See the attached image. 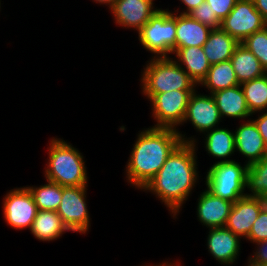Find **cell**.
I'll list each match as a JSON object with an SVG mask.
<instances>
[{"label":"cell","instance_id":"cell-26","mask_svg":"<svg viewBox=\"0 0 267 266\" xmlns=\"http://www.w3.org/2000/svg\"><path fill=\"white\" fill-rule=\"evenodd\" d=\"M31 192L38 210L57 211L63 194V186L47 181L38 186H26Z\"/></svg>","mask_w":267,"mask_h":266},{"label":"cell","instance_id":"cell-18","mask_svg":"<svg viewBox=\"0 0 267 266\" xmlns=\"http://www.w3.org/2000/svg\"><path fill=\"white\" fill-rule=\"evenodd\" d=\"M218 107L221 119L224 117L245 119L253 115L250 113L241 85L219 90L211 94Z\"/></svg>","mask_w":267,"mask_h":266},{"label":"cell","instance_id":"cell-11","mask_svg":"<svg viewBox=\"0 0 267 266\" xmlns=\"http://www.w3.org/2000/svg\"><path fill=\"white\" fill-rule=\"evenodd\" d=\"M191 122L196 131L205 133L218 127L221 117L215 100L211 94H199L194 90L188 100L183 124Z\"/></svg>","mask_w":267,"mask_h":266},{"label":"cell","instance_id":"cell-19","mask_svg":"<svg viewBox=\"0 0 267 266\" xmlns=\"http://www.w3.org/2000/svg\"><path fill=\"white\" fill-rule=\"evenodd\" d=\"M173 55L177 58L173 57L174 60L187 72L196 85L200 86L211 67L203 47L178 48Z\"/></svg>","mask_w":267,"mask_h":266},{"label":"cell","instance_id":"cell-22","mask_svg":"<svg viewBox=\"0 0 267 266\" xmlns=\"http://www.w3.org/2000/svg\"><path fill=\"white\" fill-rule=\"evenodd\" d=\"M31 233L39 241H53L70 231L56 211L38 210Z\"/></svg>","mask_w":267,"mask_h":266},{"label":"cell","instance_id":"cell-37","mask_svg":"<svg viewBox=\"0 0 267 266\" xmlns=\"http://www.w3.org/2000/svg\"><path fill=\"white\" fill-rule=\"evenodd\" d=\"M176 263H178V264H176ZM176 263H168V262H162L161 264L159 263L158 265L156 264H154V266H180V264L181 263H179V262H176ZM141 266H143V265H141ZM144 266H153V265H144Z\"/></svg>","mask_w":267,"mask_h":266},{"label":"cell","instance_id":"cell-15","mask_svg":"<svg viewBox=\"0 0 267 266\" xmlns=\"http://www.w3.org/2000/svg\"><path fill=\"white\" fill-rule=\"evenodd\" d=\"M207 247L209 253L221 264L231 265L238 259L241 238L226 227L209 228Z\"/></svg>","mask_w":267,"mask_h":266},{"label":"cell","instance_id":"cell-12","mask_svg":"<svg viewBox=\"0 0 267 266\" xmlns=\"http://www.w3.org/2000/svg\"><path fill=\"white\" fill-rule=\"evenodd\" d=\"M153 4L154 0H116L110 11L116 25L138 32L158 10Z\"/></svg>","mask_w":267,"mask_h":266},{"label":"cell","instance_id":"cell-4","mask_svg":"<svg viewBox=\"0 0 267 266\" xmlns=\"http://www.w3.org/2000/svg\"><path fill=\"white\" fill-rule=\"evenodd\" d=\"M141 72V89L150 99L172 90H195L196 83L172 57H152Z\"/></svg>","mask_w":267,"mask_h":266},{"label":"cell","instance_id":"cell-27","mask_svg":"<svg viewBox=\"0 0 267 266\" xmlns=\"http://www.w3.org/2000/svg\"><path fill=\"white\" fill-rule=\"evenodd\" d=\"M246 196L261 197L267 206V156L248 166L246 170Z\"/></svg>","mask_w":267,"mask_h":266},{"label":"cell","instance_id":"cell-33","mask_svg":"<svg viewBox=\"0 0 267 266\" xmlns=\"http://www.w3.org/2000/svg\"><path fill=\"white\" fill-rule=\"evenodd\" d=\"M262 113V114H260ZM254 123L256 124L259 133L261 134L263 141L267 145V111L266 113L259 112L257 119H253Z\"/></svg>","mask_w":267,"mask_h":266},{"label":"cell","instance_id":"cell-14","mask_svg":"<svg viewBox=\"0 0 267 266\" xmlns=\"http://www.w3.org/2000/svg\"><path fill=\"white\" fill-rule=\"evenodd\" d=\"M249 119L234 131L235 150L245 158L247 157L245 161L247 166L265 159L267 156V145L254 121Z\"/></svg>","mask_w":267,"mask_h":266},{"label":"cell","instance_id":"cell-30","mask_svg":"<svg viewBox=\"0 0 267 266\" xmlns=\"http://www.w3.org/2000/svg\"><path fill=\"white\" fill-rule=\"evenodd\" d=\"M246 239L251 243L267 240V206L260 211Z\"/></svg>","mask_w":267,"mask_h":266},{"label":"cell","instance_id":"cell-25","mask_svg":"<svg viewBox=\"0 0 267 266\" xmlns=\"http://www.w3.org/2000/svg\"><path fill=\"white\" fill-rule=\"evenodd\" d=\"M250 113L267 111V73L241 84Z\"/></svg>","mask_w":267,"mask_h":266},{"label":"cell","instance_id":"cell-2","mask_svg":"<svg viewBox=\"0 0 267 266\" xmlns=\"http://www.w3.org/2000/svg\"><path fill=\"white\" fill-rule=\"evenodd\" d=\"M126 165L127 182L142 190L181 143H194L179 130L149 127L140 131Z\"/></svg>","mask_w":267,"mask_h":266},{"label":"cell","instance_id":"cell-36","mask_svg":"<svg viewBox=\"0 0 267 266\" xmlns=\"http://www.w3.org/2000/svg\"><path fill=\"white\" fill-rule=\"evenodd\" d=\"M99 3L100 5L105 4L106 6L108 5L109 9L112 7V5L114 4V2L116 0H93V2Z\"/></svg>","mask_w":267,"mask_h":266},{"label":"cell","instance_id":"cell-7","mask_svg":"<svg viewBox=\"0 0 267 266\" xmlns=\"http://www.w3.org/2000/svg\"><path fill=\"white\" fill-rule=\"evenodd\" d=\"M194 90H172L154 94L151 102L152 117L155 124L153 128H172L178 130L183 125L186 115L188 100Z\"/></svg>","mask_w":267,"mask_h":266},{"label":"cell","instance_id":"cell-28","mask_svg":"<svg viewBox=\"0 0 267 266\" xmlns=\"http://www.w3.org/2000/svg\"><path fill=\"white\" fill-rule=\"evenodd\" d=\"M240 44L258 58L267 73V26L248 36Z\"/></svg>","mask_w":267,"mask_h":266},{"label":"cell","instance_id":"cell-34","mask_svg":"<svg viewBox=\"0 0 267 266\" xmlns=\"http://www.w3.org/2000/svg\"><path fill=\"white\" fill-rule=\"evenodd\" d=\"M186 7V10H182L180 14H189L195 8H197L201 3L205 2V0H179Z\"/></svg>","mask_w":267,"mask_h":266},{"label":"cell","instance_id":"cell-16","mask_svg":"<svg viewBox=\"0 0 267 266\" xmlns=\"http://www.w3.org/2000/svg\"><path fill=\"white\" fill-rule=\"evenodd\" d=\"M233 203L213 195L207 189L198 198V221L207 228L225 227Z\"/></svg>","mask_w":267,"mask_h":266},{"label":"cell","instance_id":"cell-31","mask_svg":"<svg viewBox=\"0 0 267 266\" xmlns=\"http://www.w3.org/2000/svg\"><path fill=\"white\" fill-rule=\"evenodd\" d=\"M238 0H205L210 4V9L222 21L232 11Z\"/></svg>","mask_w":267,"mask_h":266},{"label":"cell","instance_id":"cell-21","mask_svg":"<svg viewBox=\"0 0 267 266\" xmlns=\"http://www.w3.org/2000/svg\"><path fill=\"white\" fill-rule=\"evenodd\" d=\"M204 134L206 138H204V147L207 153L209 156L212 155L213 158L215 157V159H220V161L218 160L216 163L234 161L229 159L236 151L234 131L222 127H216Z\"/></svg>","mask_w":267,"mask_h":266},{"label":"cell","instance_id":"cell-6","mask_svg":"<svg viewBox=\"0 0 267 266\" xmlns=\"http://www.w3.org/2000/svg\"><path fill=\"white\" fill-rule=\"evenodd\" d=\"M243 166L234 161L215 162L206 174L205 184L207 190L215 196L235 203L246 196V170Z\"/></svg>","mask_w":267,"mask_h":266},{"label":"cell","instance_id":"cell-17","mask_svg":"<svg viewBox=\"0 0 267 266\" xmlns=\"http://www.w3.org/2000/svg\"><path fill=\"white\" fill-rule=\"evenodd\" d=\"M174 12H176V50L191 46L202 47L212 29L193 19L189 14H180L179 9Z\"/></svg>","mask_w":267,"mask_h":266},{"label":"cell","instance_id":"cell-20","mask_svg":"<svg viewBox=\"0 0 267 266\" xmlns=\"http://www.w3.org/2000/svg\"><path fill=\"white\" fill-rule=\"evenodd\" d=\"M240 43L221 28L212 29L202 46L211 65L230 60Z\"/></svg>","mask_w":267,"mask_h":266},{"label":"cell","instance_id":"cell-3","mask_svg":"<svg viewBox=\"0 0 267 266\" xmlns=\"http://www.w3.org/2000/svg\"><path fill=\"white\" fill-rule=\"evenodd\" d=\"M49 143L44 172L46 181L63 187L88 186L87 170L81 152L57 137H52Z\"/></svg>","mask_w":267,"mask_h":266},{"label":"cell","instance_id":"cell-5","mask_svg":"<svg viewBox=\"0 0 267 266\" xmlns=\"http://www.w3.org/2000/svg\"><path fill=\"white\" fill-rule=\"evenodd\" d=\"M138 39L153 57H169L176 51V13L158 8L138 31Z\"/></svg>","mask_w":267,"mask_h":266},{"label":"cell","instance_id":"cell-8","mask_svg":"<svg viewBox=\"0 0 267 266\" xmlns=\"http://www.w3.org/2000/svg\"><path fill=\"white\" fill-rule=\"evenodd\" d=\"M86 191L87 186L63 187L61 203L56 212L72 232L85 234L91 226Z\"/></svg>","mask_w":267,"mask_h":266},{"label":"cell","instance_id":"cell-29","mask_svg":"<svg viewBox=\"0 0 267 266\" xmlns=\"http://www.w3.org/2000/svg\"><path fill=\"white\" fill-rule=\"evenodd\" d=\"M189 15L211 29H217L221 26V20L215 12H212L210 4L207 2L201 3L197 8L191 11Z\"/></svg>","mask_w":267,"mask_h":266},{"label":"cell","instance_id":"cell-35","mask_svg":"<svg viewBox=\"0 0 267 266\" xmlns=\"http://www.w3.org/2000/svg\"><path fill=\"white\" fill-rule=\"evenodd\" d=\"M256 10L261 14L267 22V0H253Z\"/></svg>","mask_w":267,"mask_h":266},{"label":"cell","instance_id":"cell-10","mask_svg":"<svg viewBox=\"0 0 267 266\" xmlns=\"http://www.w3.org/2000/svg\"><path fill=\"white\" fill-rule=\"evenodd\" d=\"M3 216L11 228L31 230L33 221L38 213L29 189L25 187L13 188L3 198Z\"/></svg>","mask_w":267,"mask_h":266},{"label":"cell","instance_id":"cell-23","mask_svg":"<svg viewBox=\"0 0 267 266\" xmlns=\"http://www.w3.org/2000/svg\"><path fill=\"white\" fill-rule=\"evenodd\" d=\"M230 61L240 85L266 74L258 58L241 44L235 48Z\"/></svg>","mask_w":267,"mask_h":266},{"label":"cell","instance_id":"cell-32","mask_svg":"<svg viewBox=\"0 0 267 266\" xmlns=\"http://www.w3.org/2000/svg\"><path fill=\"white\" fill-rule=\"evenodd\" d=\"M258 246L253 252L252 257L249 256L247 266H266L267 265V240L253 243Z\"/></svg>","mask_w":267,"mask_h":266},{"label":"cell","instance_id":"cell-13","mask_svg":"<svg viewBox=\"0 0 267 266\" xmlns=\"http://www.w3.org/2000/svg\"><path fill=\"white\" fill-rule=\"evenodd\" d=\"M266 206L261 197L244 196L233 203L225 227L240 238H247L260 211Z\"/></svg>","mask_w":267,"mask_h":266},{"label":"cell","instance_id":"cell-1","mask_svg":"<svg viewBox=\"0 0 267 266\" xmlns=\"http://www.w3.org/2000/svg\"><path fill=\"white\" fill-rule=\"evenodd\" d=\"M197 142H181L168 156L164 165L142 189L155 194L177 218L196 182H199L196 147ZM178 213V214H177Z\"/></svg>","mask_w":267,"mask_h":266},{"label":"cell","instance_id":"cell-9","mask_svg":"<svg viewBox=\"0 0 267 266\" xmlns=\"http://www.w3.org/2000/svg\"><path fill=\"white\" fill-rule=\"evenodd\" d=\"M267 26V22L256 10L253 0H238L232 11L221 21L220 28L239 43Z\"/></svg>","mask_w":267,"mask_h":266},{"label":"cell","instance_id":"cell-24","mask_svg":"<svg viewBox=\"0 0 267 266\" xmlns=\"http://www.w3.org/2000/svg\"><path fill=\"white\" fill-rule=\"evenodd\" d=\"M240 85L230 60L211 65L206 78L201 82L209 94Z\"/></svg>","mask_w":267,"mask_h":266}]
</instances>
